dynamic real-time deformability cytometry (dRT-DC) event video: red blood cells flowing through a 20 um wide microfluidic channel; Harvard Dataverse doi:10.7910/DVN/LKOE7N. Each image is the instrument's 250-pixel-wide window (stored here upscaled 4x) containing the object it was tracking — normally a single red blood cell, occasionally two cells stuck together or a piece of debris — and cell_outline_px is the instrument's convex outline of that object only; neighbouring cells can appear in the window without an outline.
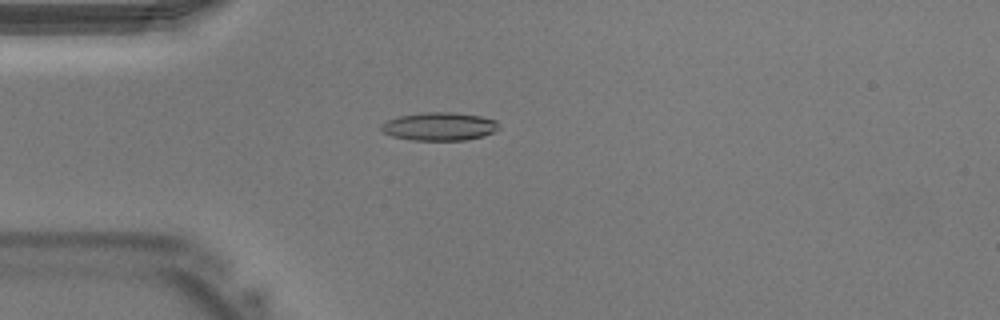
{"species": "Egyptian fruit bat (a non-hibernating species)", "species_latin": "Rousettus aegyptiacus", "temperature_condition": "warm", "stored_images_in_passage": 41, "camera_frame_rate_fps": 3000, "um_per_image_px": 0.085, "animal": {"sex": "male"}, "frame": {"image": 1, "passage_image": 11, "time_ms": 3.333, "image_size_px": [1000, 320], "cell_outline_px": [[496, 132], [484, 136], [464, 140], [412, 140], [392, 136], [384, 132], [380, 128], [380, 124], [388, 120], [400, 116], [424, 112], [452, 112], [480, 116], [496, 120]], "centroid_in_image_um": [37.33, 10.75], "position_along_channel_um": 47.7, "area_um2": 19.19}}
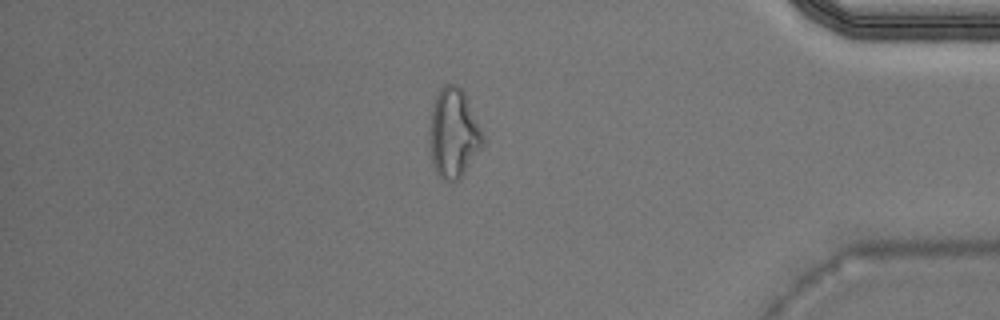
{"frame": {"image": 2, "passage_image": 35, "time_ms": 11.333, "image_size_px": [1000, 320], "cell_outline_px": [[484, 144], [460, 180], [448, 184], [436, 172], [432, 160], [428, 144], [428, 128], [432, 108], [436, 96], [440, 88], [444, 84], [456, 84], [460, 88], [484, 136]], "centroid_in_image_um": [38.51, 11.4], "position_along_channel_um": 396.7, "area_um2": 27.8}}
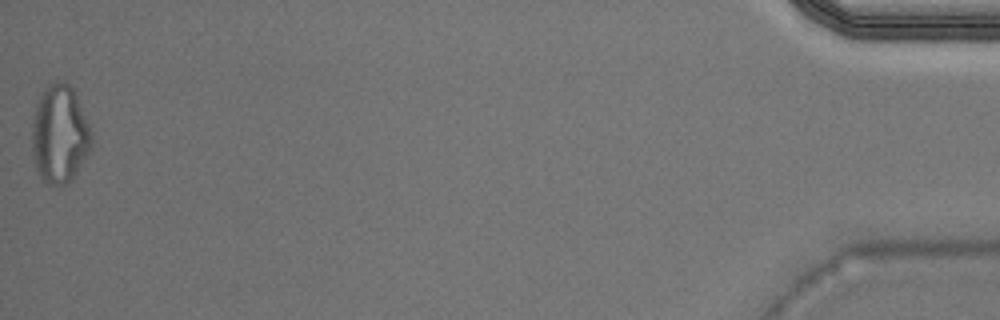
{"frame": {"image": 3, "passage_image": 41, "time_ms": 13.333, "image_size_px": [1000, 320], "cell_outline_px": [[92, 144], [76, 176], [72, 180], [64, 184], [48, 184], [40, 176], [36, 168], [32, 148], [32, 124], [36, 104], [40, 96], [52, 84], [60, 80], [64, 80], [72, 88], [76, 96], [92, 132]], "centroid_in_image_um": [5.08, 11.44], "position_along_channel_um": 430.1, "area_um2": 33.64}}